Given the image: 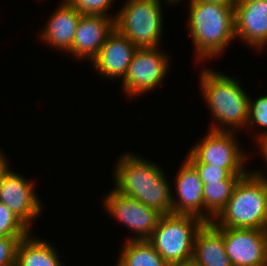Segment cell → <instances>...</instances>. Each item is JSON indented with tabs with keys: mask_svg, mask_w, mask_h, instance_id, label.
Here are the masks:
<instances>
[{
	"mask_svg": "<svg viewBox=\"0 0 267 266\" xmlns=\"http://www.w3.org/2000/svg\"><path fill=\"white\" fill-rule=\"evenodd\" d=\"M116 162L114 190L139 200L161 215L172 213V185L160 165L131 151L121 154Z\"/></svg>",
	"mask_w": 267,
	"mask_h": 266,
	"instance_id": "obj_1",
	"label": "cell"
},
{
	"mask_svg": "<svg viewBox=\"0 0 267 266\" xmlns=\"http://www.w3.org/2000/svg\"><path fill=\"white\" fill-rule=\"evenodd\" d=\"M199 84L213 122L210 130L236 132L246 129L249 94L240 81L212 68L201 70ZM216 123V124H215Z\"/></svg>",
	"mask_w": 267,
	"mask_h": 266,
	"instance_id": "obj_2",
	"label": "cell"
},
{
	"mask_svg": "<svg viewBox=\"0 0 267 266\" xmlns=\"http://www.w3.org/2000/svg\"><path fill=\"white\" fill-rule=\"evenodd\" d=\"M188 35L195 49V60L207 61L224 54L235 39L234 7L206 1H188Z\"/></svg>",
	"mask_w": 267,
	"mask_h": 266,
	"instance_id": "obj_3",
	"label": "cell"
},
{
	"mask_svg": "<svg viewBox=\"0 0 267 266\" xmlns=\"http://www.w3.org/2000/svg\"><path fill=\"white\" fill-rule=\"evenodd\" d=\"M212 222L223 228L267 230V182L257 170L239 179L226 206Z\"/></svg>",
	"mask_w": 267,
	"mask_h": 266,
	"instance_id": "obj_4",
	"label": "cell"
},
{
	"mask_svg": "<svg viewBox=\"0 0 267 266\" xmlns=\"http://www.w3.org/2000/svg\"><path fill=\"white\" fill-rule=\"evenodd\" d=\"M203 223L192 215H161L147 240L169 266L188 262L193 258L195 235Z\"/></svg>",
	"mask_w": 267,
	"mask_h": 266,
	"instance_id": "obj_5",
	"label": "cell"
},
{
	"mask_svg": "<svg viewBox=\"0 0 267 266\" xmlns=\"http://www.w3.org/2000/svg\"><path fill=\"white\" fill-rule=\"evenodd\" d=\"M161 0H126L114 19L115 29L137 48L161 47Z\"/></svg>",
	"mask_w": 267,
	"mask_h": 266,
	"instance_id": "obj_6",
	"label": "cell"
},
{
	"mask_svg": "<svg viewBox=\"0 0 267 266\" xmlns=\"http://www.w3.org/2000/svg\"><path fill=\"white\" fill-rule=\"evenodd\" d=\"M168 55L159 47L138 48L121 83L126 97H137L162 85L171 64Z\"/></svg>",
	"mask_w": 267,
	"mask_h": 266,
	"instance_id": "obj_7",
	"label": "cell"
},
{
	"mask_svg": "<svg viewBox=\"0 0 267 266\" xmlns=\"http://www.w3.org/2000/svg\"><path fill=\"white\" fill-rule=\"evenodd\" d=\"M207 132L206 136L196 142L186 155L191 164H210L221 168L248 166L246 161L250 160V157L242 147L240 148L236 132L210 129Z\"/></svg>",
	"mask_w": 267,
	"mask_h": 266,
	"instance_id": "obj_8",
	"label": "cell"
},
{
	"mask_svg": "<svg viewBox=\"0 0 267 266\" xmlns=\"http://www.w3.org/2000/svg\"><path fill=\"white\" fill-rule=\"evenodd\" d=\"M103 203V208L114 217L113 219L135 233L133 237H127V240L148 239L161 217L155 209L149 208L139 200L121 195L114 189L103 196Z\"/></svg>",
	"mask_w": 267,
	"mask_h": 266,
	"instance_id": "obj_9",
	"label": "cell"
},
{
	"mask_svg": "<svg viewBox=\"0 0 267 266\" xmlns=\"http://www.w3.org/2000/svg\"><path fill=\"white\" fill-rule=\"evenodd\" d=\"M34 187V180L28 181L22 174L12 171L11 167L5 171L0 181V202L30 230L35 219L43 212L42 201Z\"/></svg>",
	"mask_w": 267,
	"mask_h": 266,
	"instance_id": "obj_10",
	"label": "cell"
},
{
	"mask_svg": "<svg viewBox=\"0 0 267 266\" xmlns=\"http://www.w3.org/2000/svg\"><path fill=\"white\" fill-rule=\"evenodd\" d=\"M223 242L232 266H267V230L223 228Z\"/></svg>",
	"mask_w": 267,
	"mask_h": 266,
	"instance_id": "obj_11",
	"label": "cell"
},
{
	"mask_svg": "<svg viewBox=\"0 0 267 266\" xmlns=\"http://www.w3.org/2000/svg\"><path fill=\"white\" fill-rule=\"evenodd\" d=\"M176 174L173 187L176 195L172 189V213L192 215L204 221V184L198 171L185 158Z\"/></svg>",
	"mask_w": 267,
	"mask_h": 266,
	"instance_id": "obj_12",
	"label": "cell"
},
{
	"mask_svg": "<svg viewBox=\"0 0 267 266\" xmlns=\"http://www.w3.org/2000/svg\"><path fill=\"white\" fill-rule=\"evenodd\" d=\"M234 20L236 40L241 39L254 50L267 46V0H246L236 4Z\"/></svg>",
	"mask_w": 267,
	"mask_h": 266,
	"instance_id": "obj_13",
	"label": "cell"
},
{
	"mask_svg": "<svg viewBox=\"0 0 267 266\" xmlns=\"http://www.w3.org/2000/svg\"><path fill=\"white\" fill-rule=\"evenodd\" d=\"M138 48L115 28L108 35L99 54L91 61L93 69L102 78L109 80H122L126 75L128 66Z\"/></svg>",
	"mask_w": 267,
	"mask_h": 266,
	"instance_id": "obj_14",
	"label": "cell"
},
{
	"mask_svg": "<svg viewBox=\"0 0 267 266\" xmlns=\"http://www.w3.org/2000/svg\"><path fill=\"white\" fill-rule=\"evenodd\" d=\"M114 18L104 15L82 14L77 25L71 57L92 61L100 52L108 35L114 30Z\"/></svg>",
	"mask_w": 267,
	"mask_h": 266,
	"instance_id": "obj_15",
	"label": "cell"
},
{
	"mask_svg": "<svg viewBox=\"0 0 267 266\" xmlns=\"http://www.w3.org/2000/svg\"><path fill=\"white\" fill-rule=\"evenodd\" d=\"M60 3L50 16V20L48 19L41 29L39 39L56 50L68 54L82 14L65 0Z\"/></svg>",
	"mask_w": 267,
	"mask_h": 266,
	"instance_id": "obj_16",
	"label": "cell"
},
{
	"mask_svg": "<svg viewBox=\"0 0 267 266\" xmlns=\"http://www.w3.org/2000/svg\"><path fill=\"white\" fill-rule=\"evenodd\" d=\"M192 260L200 266H232L223 242V227L203 223L195 235Z\"/></svg>",
	"mask_w": 267,
	"mask_h": 266,
	"instance_id": "obj_17",
	"label": "cell"
},
{
	"mask_svg": "<svg viewBox=\"0 0 267 266\" xmlns=\"http://www.w3.org/2000/svg\"><path fill=\"white\" fill-rule=\"evenodd\" d=\"M32 233L18 245L16 266H65L54 245Z\"/></svg>",
	"mask_w": 267,
	"mask_h": 266,
	"instance_id": "obj_18",
	"label": "cell"
},
{
	"mask_svg": "<svg viewBox=\"0 0 267 266\" xmlns=\"http://www.w3.org/2000/svg\"><path fill=\"white\" fill-rule=\"evenodd\" d=\"M121 249L116 266H169L147 239H125Z\"/></svg>",
	"mask_w": 267,
	"mask_h": 266,
	"instance_id": "obj_19",
	"label": "cell"
},
{
	"mask_svg": "<svg viewBox=\"0 0 267 266\" xmlns=\"http://www.w3.org/2000/svg\"><path fill=\"white\" fill-rule=\"evenodd\" d=\"M239 180H222L203 185L204 222H212L226 206Z\"/></svg>",
	"mask_w": 267,
	"mask_h": 266,
	"instance_id": "obj_20",
	"label": "cell"
},
{
	"mask_svg": "<svg viewBox=\"0 0 267 266\" xmlns=\"http://www.w3.org/2000/svg\"><path fill=\"white\" fill-rule=\"evenodd\" d=\"M246 127V129L249 127L260 128L259 130L261 133L258 130L259 133L256 135L257 138H255L257 144L260 145L267 141V95L259 96L256 100H252L249 96V110Z\"/></svg>",
	"mask_w": 267,
	"mask_h": 266,
	"instance_id": "obj_21",
	"label": "cell"
},
{
	"mask_svg": "<svg viewBox=\"0 0 267 266\" xmlns=\"http://www.w3.org/2000/svg\"><path fill=\"white\" fill-rule=\"evenodd\" d=\"M199 173L203 184L222 180H239L249 171L246 168H221L210 164H192Z\"/></svg>",
	"mask_w": 267,
	"mask_h": 266,
	"instance_id": "obj_22",
	"label": "cell"
},
{
	"mask_svg": "<svg viewBox=\"0 0 267 266\" xmlns=\"http://www.w3.org/2000/svg\"><path fill=\"white\" fill-rule=\"evenodd\" d=\"M32 231L0 202V237H27Z\"/></svg>",
	"mask_w": 267,
	"mask_h": 266,
	"instance_id": "obj_23",
	"label": "cell"
},
{
	"mask_svg": "<svg viewBox=\"0 0 267 266\" xmlns=\"http://www.w3.org/2000/svg\"><path fill=\"white\" fill-rule=\"evenodd\" d=\"M70 5L75 7L81 14L89 15H104L107 17H113L115 19L116 14L109 15V9H111L115 0H65Z\"/></svg>",
	"mask_w": 267,
	"mask_h": 266,
	"instance_id": "obj_24",
	"label": "cell"
},
{
	"mask_svg": "<svg viewBox=\"0 0 267 266\" xmlns=\"http://www.w3.org/2000/svg\"><path fill=\"white\" fill-rule=\"evenodd\" d=\"M26 237H0V266H16L17 248Z\"/></svg>",
	"mask_w": 267,
	"mask_h": 266,
	"instance_id": "obj_25",
	"label": "cell"
},
{
	"mask_svg": "<svg viewBox=\"0 0 267 266\" xmlns=\"http://www.w3.org/2000/svg\"><path fill=\"white\" fill-rule=\"evenodd\" d=\"M5 155L3 150L0 149V181L5 171L10 167V162Z\"/></svg>",
	"mask_w": 267,
	"mask_h": 266,
	"instance_id": "obj_26",
	"label": "cell"
},
{
	"mask_svg": "<svg viewBox=\"0 0 267 266\" xmlns=\"http://www.w3.org/2000/svg\"><path fill=\"white\" fill-rule=\"evenodd\" d=\"M257 146H259V147H257V148H259V150H260V152H262L261 154L264 156V162H266V166H267V141L266 142H263V143H261L260 145H257ZM257 171L262 175V177L266 180V182H267V175H266V173L264 172V171H262L261 169L259 170V169H257Z\"/></svg>",
	"mask_w": 267,
	"mask_h": 266,
	"instance_id": "obj_27",
	"label": "cell"
},
{
	"mask_svg": "<svg viewBox=\"0 0 267 266\" xmlns=\"http://www.w3.org/2000/svg\"><path fill=\"white\" fill-rule=\"evenodd\" d=\"M189 1H206V2H211V3L221 4L224 6H231V7H235L236 5L235 0H189Z\"/></svg>",
	"mask_w": 267,
	"mask_h": 266,
	"instance_id": "obj_28",
	"label": "cell"
},
{
	"mask_svg": "<svg viewBox=\"0 0 267 266\" xmlns=\"http://www.w3.org/2000/svg\"><path fill=\"white\" fill-rule=\"evenodd\" d=\"M173 266H200V265L196 264L193 260H191V261L180 263V264H176V265H173Z\"/></svg>",
	"mask_w": 267,
	"mask_h": 266,
	"instance_id": "obj_29",
	"label": "cell"
},
{
	"mask_svg": "<svg viewBox=\"0 0 267 266\" xmlns=\"http://www.w3.org/2000/svg\"><path fill=\"white\" fill-rule=\"evenodd\" d=\"M235 1H236V4H238V3L246 1V0H235Z\"/></svg>",
	"mask_w": 267,
	"mask_h": 266,
	"instance_id": "obj_30",
	"label": "cell"
}]
</instances>
